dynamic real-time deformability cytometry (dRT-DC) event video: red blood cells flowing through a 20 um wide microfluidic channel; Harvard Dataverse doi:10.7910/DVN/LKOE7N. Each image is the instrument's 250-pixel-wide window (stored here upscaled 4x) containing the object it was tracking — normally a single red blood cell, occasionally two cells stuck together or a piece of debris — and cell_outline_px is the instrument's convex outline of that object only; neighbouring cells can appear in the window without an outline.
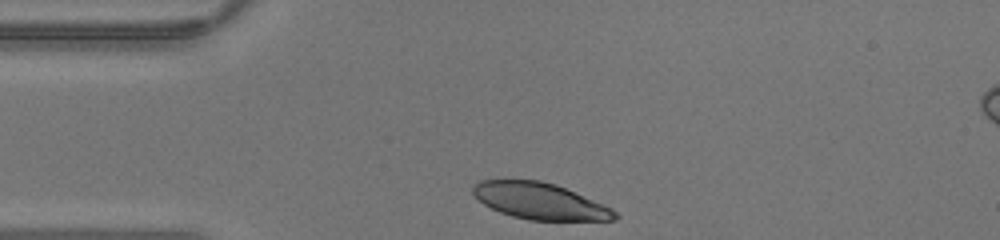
{"species": "human", "species_latin": "Homo sapiens", "temperature_condition": "warm", "stored_images_in_passage": 25, "camera_frame_rate_fps": 3000, "um_per_image_px": 0.085, "donor": {"sex": "male"}, "frame": {"image": 1, "passage_image": 1, "time_ms": 0.0, "image_size_px": [1000, 240], "cell_outline_px": [[620, 216], [616, 220], [528, 220], [512, 216], [500, 212], [484, 204], [472, 192], [472, 184], [480, 180], [540, 180], [556, 184], [612, 208]], "centroid_in_image_um": [45.89, 17.09], "position_along_channel_um": 39.1, "area_um2": 30.0}}
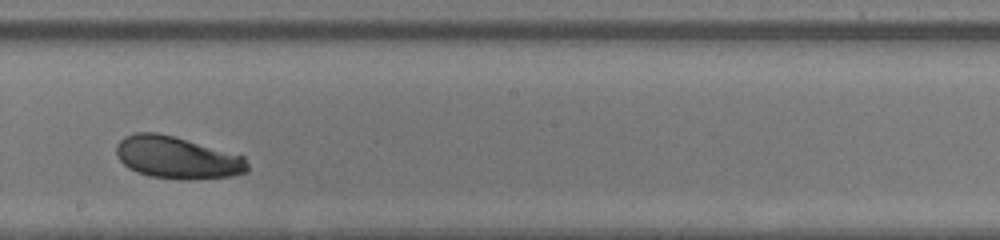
{"frame": {"image": 2, "passage_image": 15, "time_ms": 4.667, "image_size_px": [1000, 240], "cell_outline_px": [[248, 172], [232, 176], [188, 180], [148, 176], [136, 172], [128, 168], [116, 156], [116, 144], [124, 136], [136, 132], [156, 132], [172, 136], [244, 156], [248, 164]], "centroid_in_image_um": [15.03, 13.4], "position_along_channel_um": 233.2, "area_um2": 32.25}}
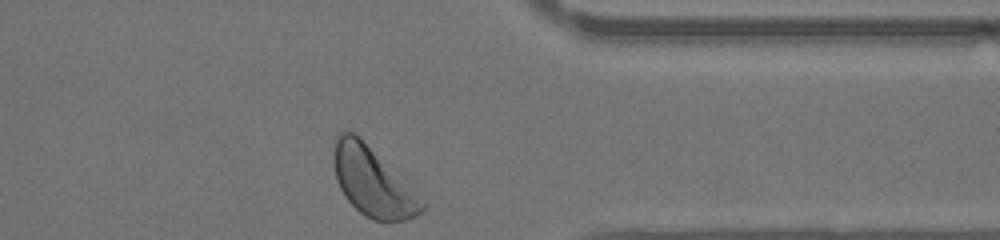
{"frame": {"image": 3, "passage_image": 25, "time_ms": 8.0, "image_size_px": [1000, 240], "cell_outline_px": [[428, 208], [424, 212], [416, 216], [404, 220], [388, 224], [372, 220], [364, 216], [344, 196], [336, 180], [332, 160], [332, 152], [336, 136], [340, 132], [352, 132], [360, 136], [428, 204]], "centroid_in_image_um": [31.69, 15.49], "position_along_channel_um": 379.7, "area_um2": 36.07}}